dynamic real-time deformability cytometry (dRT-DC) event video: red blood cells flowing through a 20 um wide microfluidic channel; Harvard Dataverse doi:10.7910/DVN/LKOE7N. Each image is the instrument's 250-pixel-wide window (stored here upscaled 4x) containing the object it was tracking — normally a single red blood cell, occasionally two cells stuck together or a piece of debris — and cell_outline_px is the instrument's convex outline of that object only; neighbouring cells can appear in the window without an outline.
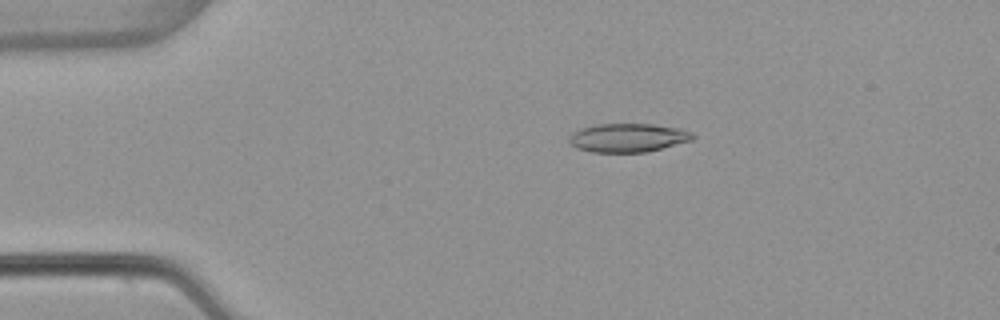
{"species": "common noctule bat (a hibernating species)", "species_latin": "Nyctalus noctula", "temperature_condition": "warm", "stored_images_in_passage": 53, "camera_frame_rate_fps": 3000, "um_per_image_px": 0.085, "animal": {"sex": "female", "body_mass_g": 22.7, "forearm_length_mm": 54.2}, "frame": {"image": 1, "passage_image": 11, "time_ms": 3.333, "image_size_px": [1000, 320], "cell_outline_px": [[696, 136], [692, 140], [648, 152], [592, 152], [576, 148], [568, 140], [568, 136], [572, 132], [580, 128], [596, 124], [652, 124], [680, 128], [692, 132]], "centroid_in_image_um": [53.37, 11.7], "position_along_channel_um": 31.6, "area_um2": 20.81}}
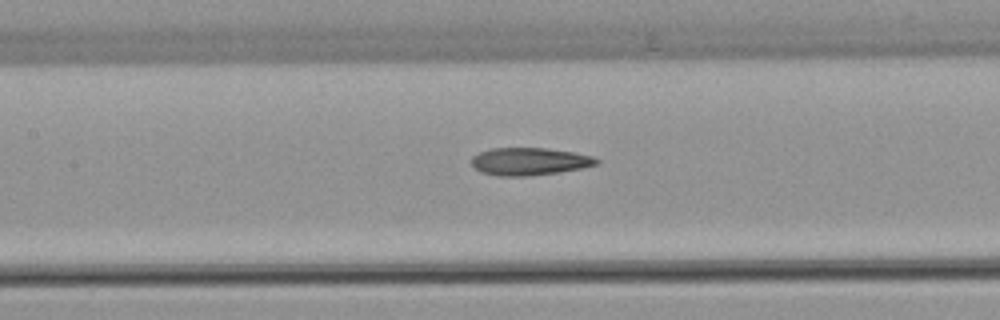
{"frame": {"image": 2, "passage_image": 25, "time_ms": 8.0, "image_size_px": [1000, 320], "cell_outline_px": [[600, 160], [596, 164], [584, 168], [560, 172], [528, 176], [496, 176], [480, 172], [472, 164], [472, 156], [480, 152], [492, 148], [544, 148], [576, 152], [592, 156]], "centroid_in_image_um": [45.01, 13.73], "position_along_channel_um": 162.4, "area_um2": 20.17}}
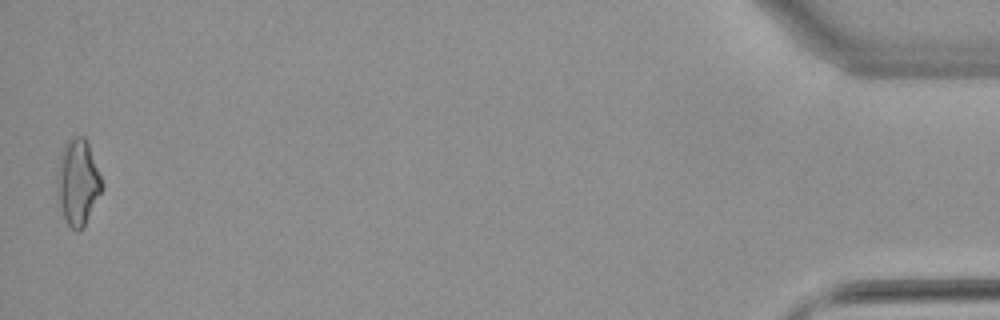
{"frame": {"image": 3, "passage_image": 53, "time_ms": 17.333, "image_size_px": [1000, 320], "cell_outline_px": [[104, 188], [84, 224], [76, 232], [68, 224], [64, 216], [56, 192], [56, 176], [60, 156], [64, 144], [76, 136], [84, 136], [88, 144], [100, 176]], "centroid_in_image_um": [6.6, 15.47], "position_along_channel_um": 428.6, "area_um2": 21.96}, "authors_computed_cell_mechanics": {"area_um2": 20.2878, "velocity_mm_per_s": 3.8671, "shape_relaxation_time_tau1_ms": null, "shape_relaxation_time_tau2_ms": 2.7935, "deformation_change_tau1": null, "deformation_change_tau2": 0.1344}}